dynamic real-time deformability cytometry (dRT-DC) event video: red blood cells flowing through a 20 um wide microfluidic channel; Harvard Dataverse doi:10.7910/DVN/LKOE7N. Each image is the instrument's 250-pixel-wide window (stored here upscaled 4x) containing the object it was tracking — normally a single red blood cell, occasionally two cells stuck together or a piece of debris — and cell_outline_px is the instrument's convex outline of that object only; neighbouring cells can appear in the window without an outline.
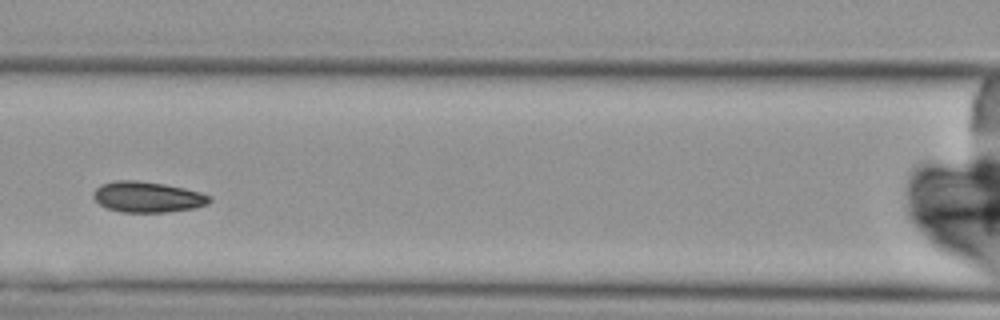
{"species": "Egyptian fruit bat (a non-hibernating species)", "species_latin": "Rousettus aegyptiacus", "temperature_condition": "cold", "stored_images_in_passage": 4, "camera_frame_rate_fps": 3000, "um_per_image_px": 0.085, "animal": {"sex": "female"}, "frame": {"image": 1, "passage_image": 3, "time_ms": 2.333, "image_size_px": [1000, 320], "cell_outline_px": [[212, 200], [208, 204], [196, 208], [168, 212], [120, 212], [108, 208], [100, 204], [92, 196], [92, 192], [100, 184], [116, 180], [136, 180], [164, 184], [184, 188], [200, 192], [212, 196]], "centroid_in_image_um": [12.55, 16.74], "position_along_channel_um": 154.0, "area_um2": 20.98}}